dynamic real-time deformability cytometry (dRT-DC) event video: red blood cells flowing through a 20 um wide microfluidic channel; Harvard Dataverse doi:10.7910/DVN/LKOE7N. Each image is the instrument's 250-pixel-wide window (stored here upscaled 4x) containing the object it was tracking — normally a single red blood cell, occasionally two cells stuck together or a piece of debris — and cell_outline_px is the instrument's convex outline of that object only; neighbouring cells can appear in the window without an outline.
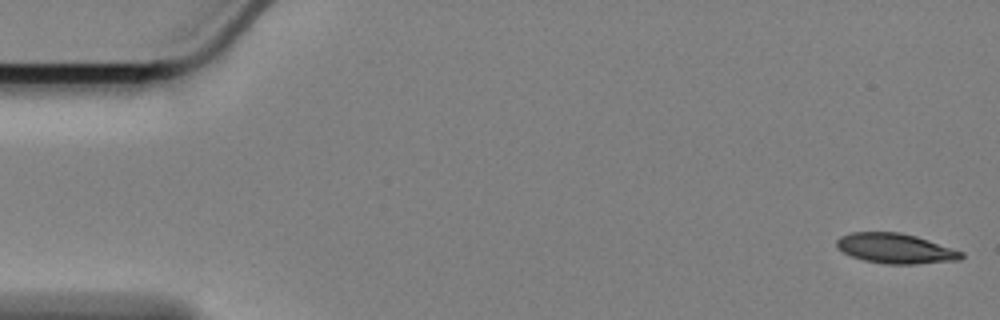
{"species": "Egyptian fruit bat (a non-hibernating species)", "species_latin": "Rousettus aegyptiacus", "temperature_condition": "cold", "stored_images_in_passage": 57, "camera_frame_rate_fps": 3000, "um_per_image_px": 0.085, "animal": {"sex": "female"}, "frame": {"image": 1, "passage_image": 1, "time_ms": 0.0, "image_size_px": [1000, 320], "cell_outline_px": [[964, 256], [960, 260], [916, 264], [888, 264], [864, 260], [852, 256], [844, 252], [836, 244], [836, 240], [840, 236], [852, 232], [900, 232], [916, 236], [964, 252]], "centroid_in_image_um": [76.14, 21.12], "position_along_channel_um": 8.9, "area_um2": 21.68}}
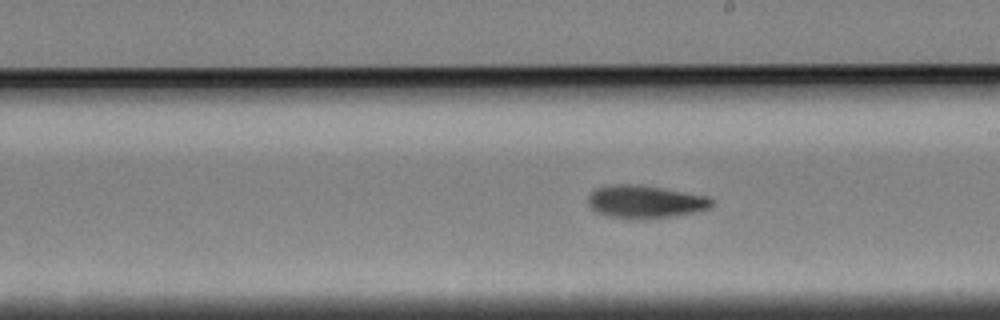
{"frame": {"image": 2, "passage_image": 32, "time_ms": 10.333, "image_size_px": [1000, 320], "cell_outline_px": [[716, 200], [708, 208], [700, 212], [676, 216], [632, 220], [608, 216], [596, 212], [588, 204], [588, 196], [596, 188], [608, 184], [632, 184], [660, 188], [708, 196]], "centroid_in_image_um": [54.85, 17.16], "position_along_channel_um": 234.2, "area_um2": 23.93}}
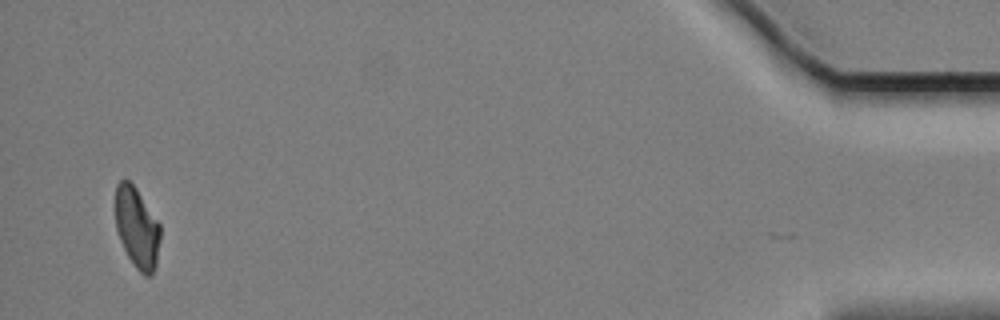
{"frame": {"image": 3, "passage_image": 56, "time_ms": 18.333, "image_size_px": [1000, 320], "cell_outline_px": [[160, 240], [156, 264], [152, 276], [144, 276], [136, 268], [128, 256], [120, 240], [116, 228], [116, 184], [120, 180], [128, 180], [136, 188], [160, 224]], "centroid_in_image_um": [11.65, 19.38], "position_along_channel_um": 423.5, "area_um2": 20.98}, "authors_computed_cell_mechanics": {"area_um2": 22.7732, "velocity_mm_per_s": 3.401, "shape_relaxation_time_tau1_ms": 5.1915, "shape_relaxation_time_tau2_ms": null, "deformation_change_tau1": 0.1308, "deformation_change_tau2": null}}